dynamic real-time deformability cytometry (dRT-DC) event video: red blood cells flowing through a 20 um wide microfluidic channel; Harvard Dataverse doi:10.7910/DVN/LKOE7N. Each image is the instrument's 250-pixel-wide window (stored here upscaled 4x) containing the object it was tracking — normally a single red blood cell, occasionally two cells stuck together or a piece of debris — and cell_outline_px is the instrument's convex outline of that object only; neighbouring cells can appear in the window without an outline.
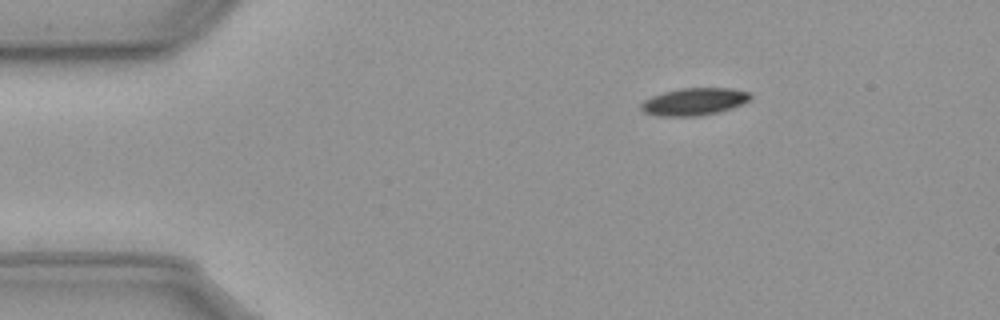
{"species": "common noctule bat (a hibernating species)", "species_latin": "Nyctalus noctula", "temperature_condition": "cold", "stored_images_in_passage": 49, "camera_frame_rate_fps": 3000, "um_per_image_px": 0.085, "animal": {"sex": "male", "body_mass_g": 23.1, "forearm_length_mm": 52.7}, "frame": {"image": 1, "passage_image": 1, "time_ms": 0.0, "image_size_px": [1000, 320], "cell_outline_px": [[752, 96], [748, 100], [732, 108], [700, 116], [660, 116], [644, 112], [640, 108], [640, 104], [644, 100], [652, 96], [664, 92], [680, 88], [732, 88], [748, 92]], "centroid_in_image_um": [58.97, 8.63], "position_along_channel_um": 26.0, "area_um2": 17.28}}
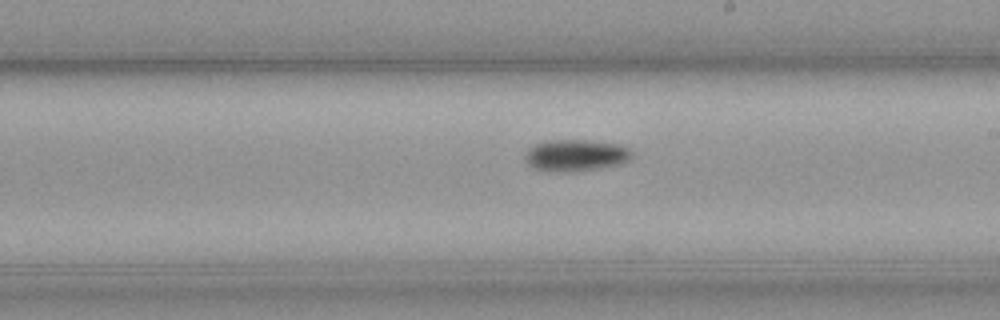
{"frame": {"image": 2, "passage_image": 24, "time_ms": 7.667, "image_size_px": [1000, 320], "cell_outline_px": [[632, 156], [628, 160], [620, 164], [600, 168], [572, 172], [560, 172], [536, 168], [528, 164], [524, 156], [528, 148], [544, 140], [588, 140], [620, 144], [628, 148], [632, 152]], "centroid_in_image_um": [48.95, 13.19], "position_along_channel_um": 240.1, "area_um2": 19.77}}
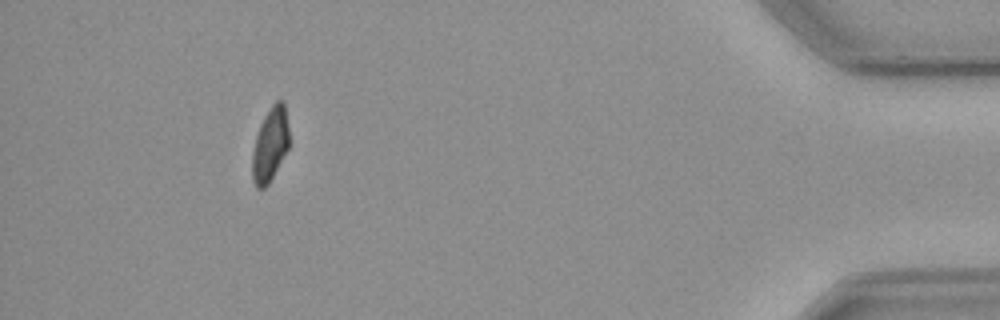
{"frame": {"image": 3, "passage_image": 44, "time_ms": 14.333, "image_size_px": [1000, 320], "cell_outline_px": [[288, 148], [268, 184], [264, 188], [256, 188], [252, 180], [252, 152], [256, 136], [260, 124], [264, 116], [272, 104], [276, 100], [284, 100], [288, 128]], "centroid_in_image_um": [22.94, 12.28], "position_along_channel_um": 412.3, "area_um2": 15.78}, "authors_computed_cell_mechanics": {"area_um2": 17.34, "velocity_mm_per_s": 3.6011, "shape_relaxation_time_tau1_ms": 6.1897, "shape_relaxation_time_tau2_ms": null, "deformation_change_tau1": 0.1135, "deformation_change_tau2": null}}